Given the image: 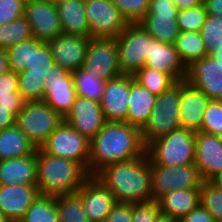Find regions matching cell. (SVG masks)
Returning a JSON list of instances; mask_svg holds the SVG:
<instances>
[{"mask_svg":"<svg viewBox=\"0 0 222 222\" xmlns=\"http://www.w3.org/2000/svg\"><path fill=\"white\" fill-rule=\"evenodd\" d=\"M174 46L186 68L208 55L200 32H180Z\"/></svg>","mask_w":222,"mask_h":222,"instance_id":"obj_29","label":"cell"},{"mask_svg":"<svg viewBox=\"0 0 222 222\" xmlns=\"http://www.w3.org/2000/svg\"><path fill=\"white\" fill-rule=\"evenodd\" d=\"M153 200L180 189L201 188L203 179L194 163L165 167L150 162Z\"/></svg>","mask_w":222,"mask_h":222,"instance_id":"obj_9","label":"cell"},{"mask_svg":"<svg viewBox=\"0 0 222 222\" xmlns=\"http://www.w3.org/2000/svg\"><path fill=\"white\" fill-rule=\"evenodd\" d=\"M11 70L8 54L6 50L0 49V75Z\"/></svg>","mask_w":222,"mask_h":222,"instance_id":"obj_52","label":"cell"},{"mask_svg":"<svg viewBox=\"0 0 222 222\" xmlns=\"http://www.w3.org/2000/svg\"><path fill=\"white\" fill-rule=\"evenodd\" d=\"M156 97L130 75L129 107L125 123L142 129L151 116Z\"/></svg>","mask_w":222,"mask_h":222,"instance_id":"obj_25","label":"cell"},{"mask_svg":"<svg viewBox=\"0 0 222 222\" xmlns=\"http://www.w3.org/2000/svg\"><path fill=\"white\" fill-rule=\"evenodd\" d=\"M210 182L222 191V173L217 175Z\"/></svg>","mask_w":222,"mask_h":222,"instance_id":"obj_54","label":"cell"},{"mask_svg":"<svg viewBox=\"0 0 222 222\" xmlns=\"http://www.w3.org/2000/svg\"><path fill=\"white\" fill-rule=\"evenodd\" d=\"M128 23H139L146 15L150 0H111Z\"/></svg>","mask_w":222,"mask_h":222,"instance_id":"obj_41","label":"cell"},{"mask_svg":"<svg viewBox=\"0 0 222 222\" xmlns=\"http://www.w3.org/2000/svg\"><path fill=\"white\" fill-rule=\"evenodd\" d=\"M49 2H53V3H57L58 1H61V0H48Z\"/></svg>","mask_w":222,"mask_h":222,"instance_id":"obj_58","label":"cell"},{"mask_svg":"<svg viewBox=\"0 0 222 222\" xmlns=\"http://www.w3.org/2000/svg\"><path fill=\"white\" fill-rule=\"evenodd\" d=\"M194 164L204 182H210L222 173V137L197 131L195 132Z\"/></svg>","mask_w":222,"mask_h":222,"instance_id":"obj_18","label":"cell"},{"mask_svg":"<svg viewBox=\"0 0 222 222\" xmlns=\"http://www.w3.org/2000/svg\"><path fill=\"white\" fill-rule=\"evenodd\" d=\"M16 124V117L11 113V107L0 106V131Z\"/></svg>","mask_w":222,"mask_h":222,"instance_id":"obj_48","label":"cell"},{"mask_svg":"<svg viewBox=\"0 0 222 222\" xmlns=\"http://www.w3.org/2000/svg\"><path fill=\"white\" fill-rule=\"evenodd\" d=\"M37 149L28 156L0 160V185H36Z\"/></svg>","mask_w":222,"mask_h":222,"instance_id":"obj_24","label":"cell"},{"mask_svg":"<svg viewBox=\"0 0 222 222\" xmlns=\"http://www.w3.org/2000/svg\"><path fill=\"white\" fill-rule=\"evenodd\" d=\"M18 92L26 101L43 100L44 77L27 76V72L18 73Z\"/></svg>","mask_w":222,"mask_h":222,"instance_id":"obj_39","label":"cell"},{"mask_svg":"<svg viewBox=\"0 0 222 222\" xmlns=\"http://www.w3.org/2000/svg\"><path fill=\"white\" fill-rule=\"evenodd\" d=\"M36 174L39 194L53 197L75 194L90 177L80 163L46 154L40 148Z\"/></svg>","mask_w":222,"mask_h":222,"instance_id":"obj_3","label":"cell"},{"mask_svg":"<svg viewBox=\"0 0 222 222\" xmlns=\"http://www.w3.org/2000/svg\"><path fill=\"white\" fill-rule=\"evenodd\" d=\"M77 96L73 75L58 64L51 66V73L45 79L43 101L64 118Z\"/></svg>","mask_w":222,"mask_h":222,"instance_id":"obj_13","label":"cell"},{"mask_svg":"<svg viewBox=\"0 0 222 222\" xmlns=\"http://www.w3.org/2000/svg\"><path fill=\"white\" fill-rule=\"evenodd\" d=\"M83 68L104 81L122 75L115 38H90Z\"/></svg>","mask_w":222,"mask_h":222,"instance_id":"obj_12","label":"cell"},{"mask_svg":"<svg viewBox=\"0 0 222 222\" xmlns=\"http://www.w3.org/2000/svg\"><path fill=\"white\" fill-rule=\"evenodd\" d=\"M11 71L20 73L26 70L31 57V38L6 49Z\"/></svg>","mask_w":222,"mask_h":222,"instance_id":"obj_42","label":"cell"},{"mask_svg":"<svg viewBox=\"0 0 222 222\" xmlns=\"http://www.w3.org/2000/svg\"><path fill=\"white\" fill-rule=\"evenodd\" d=\"M146 154L154 165L174 167L195 162V132L185 128L171 131L146 146Z\"/></svg>","mask_w":222,"mask_h":222,"instance_id":"obj_4","label":"cell"},{"mask_svg":"<svg viewBox=\"0 0 222 222\" xmlns=\"http://www.w3.org/2000/svg\"><path fill=\"white\" fill-rule=\"evenodd\" d=\"M25 99H5L0 100V106L11 107V113L16 117L24 108Z\"/></svg>","mask_w":222,"mask_h":222,"instance_id":"obj_49","label":"cell"},{"mask_svg":"<svg viewBox=\"0 0 222 222\" xmlns=\"http://www.w3.org/2000/svg\"><path fill=\"white\" fill-rule=\"evenodd\" d=\"M206 17L207 12L203 3L190 9L180 10L177 16L180 32H199Z\"/></svg>","mask_w":222,"mask_h":222,"instance_id":"obj_37","label":"cell"},{"mask_svg":"<svg viewBox=\"0 0 222 222\" xmlns=\"http://www.w3.org/2000/svg\"><path fill=\"white\" fill-rule=\"evenodd\" d=\"M63 121L88 140H91L106 122L100 103L81 96H76Z\"/></svg>","mask_w":222,"mask_h":222,"instance_id":"obj_19","label":"cell"},{"mask_svg":"<svg viewBox=\"0 0 222 222\" xmlns=\"http://www.w3.org/2000/svg\"><path fill=\"white\" fill-rule=\"evenodd\" d=\"M203 4L207 15H214L222 18V0H205Z\"/></svg>","mask_w":222,"mask_h":222,"instance_id":"obj_50","label":"cell"},{"mask_svg":"<svg viewBox=\"0 0 222 222\" xmlns=\"http://www.w3.org/2000/svg\"><path fill=\"white\" fill-rule=\"evenodd\" d=\"M178 222H215V220L207 210L199 205L182 217Z\"/></svg>","mask_w":222,"mask_h":222,"instance_id":"obj_47","label":"cell"},{"mask_svg":"<svg viewBox=\"0 0 222 222\" xmlns=\"http://www.w3.org/2000/svg\"><path fill=\"white\" fill-rule=\"evenodd\" d=\"M133 77L141 86L156 96L164 93L176 83L168 74L146 66L141 68Z\"/></svg>","mask_w":222,"mask_h":222,"instance_id":"obj_35","label":"cell"},{"mask_svg":"<svg viewBox=\"0 0 222 222\" xmlns=\"http://www.w3.org/2000/svg\"><path fill=\"white\" fill-rule=\"evenodd\" d=\"M0 222H10L6 215L0 210Z\"/></svg>","mask_w":222,"mask_h":222,"instance_id":"obj_56","label":"cell"},{"mask_svg":"<svg viewBox=\"0 0 222 222\" xmlns=\"http://www.w3.org/2000/svg\"><path fill=\"white\" fill-rule=\"evenodd\" d=\"M130 96V75H121L105 81L100 99L105 121L126 122Z\"/></svg>","mask_w":222,"mask_h":222,"instance_id":"obj_20","label":"cell"},{"mask_svg":"<svg viewBox=\"0 0 222 222\" xmlns=\"http://www.w3.org/2000/svg\"><path fill=\"white\" fill-rule=\"evenodd\" d=\"M175 7L180 10L190 9L199 6L203 2L201 0H172Z\"/></svg>","mask_w":222,"mask_h":222,"instance_id":"obj_51","label":"cell"},{"mask_svg":"<svg viewBox=\"0 0 222 222\" xmlns=\"http://www.w3.org/2000/svg\"><path fill=\"white\" fill-rule=\"evenodd\" d=\"M24 17L31 26L33 37L44 42L62 34L56 3L32 0L24 7Z\"/></svg>","mask_w":222,"mask_h":222,"instance_id":"obj_14","label":"cell"},{"mask_svg":"<svg viewBox=\"0 0 222 222\" xmlns=\"http://www.w3.org/2000/svg\"><path fill=\"white\" fill-rule=\"evenodd\" d=\"M24 99L18 92V73L9 71L0 75V100Z\"/></svg>","mask_w":222,"mask_h":222,"instance_id":"obj_44","label":"cell"},{"mask_svg":"<svg viewBox=\"0 0 222 222\" xmlns=\"http://www.w3.org/2000/svg\"><path fill=\"white\" fill-rule=\"evenodd\" d=\"M90 38H117L129 24L111 0H85Z\"/></svg>","mask_w":222,"mask_h":222,"instance_id":"obj_11","label":"cell"},{"mask_svg":"<svg viewBox=\"0 0 222 222\" xmlns=\"http://www.w3.org/2000/svg\"><path fill=\"white\" fill-rule=\"evenodd\" d=\"M155 222H178V221L176 219L160 214L158 218L155 220Z\"/></svg>","mask_w":222,"mask_h":222,"instance_id":"obj_55","label":"cell"},{"mask_svg":"<svg viewBox=\"0 0 222 222\" xmlns=\"http://www.w3.org/2000/svg\"><path fill=\"white\" fill-rule=\"evenodd\" d=\"M157 201L162 215L179 221L200 205V188L168 192Z\"/></svg>","mask_w":222,"mask_h":222,"instance_id":"obj_26","label":"cell"},{"mask_svg":"<svg viewBox=\"0 0 222 222\" xmlns=\"http://www.w3.org/2000/svg\"><path fill=\"white\" fill-rule=\"evenodd\" d=\"M19 222H59L56 197L40 194Z\"/></svg>","mask_w":222,"mask_h":222,"instance_id":"obj_31","label":"cell"},{"mask_svg":"<svg viewBox=\"0 0 222 222\" xmlns=\"http://www.w3.org/2000/svg\"><path fill=\"white\" fill-rule=\"evenodd\" d=\"M201 132L222 137V100H210L204 111Z\"/></svg>","mask_w":222,"mask_h":222,"instance_id":"obj_40","label":"cell"},{"mask_svg":"<svg viewBox=\"0 0 222 222\" xmlns=\"http://www.w3.org/2000/svg\"><path fill=\"white\" fill-rule=\"evenodd\" d=\"M21 2H23L24 4H28L29 2H31L32 0H20Z\"/></svg>","mask_w":222,"mask_h":222,"instance_id":"obj_57","label":"cell"},{"mask_svg":"<svg viewBox=\"0 0 222 222\" xmlns=\"http://www.w3.org/2000/svg\"><path fill=\"white\" fill-rule=\"evenodd\" d=\"M185 80L201 90L210 100H222V64L210 55L187 67Z\"/></svg>","mask_w":222,"mask_h":222,"instance_id":"obj_17","label":"cell"},{"mask_svg":"<svg viewBox=\"0 0 222 222\" xmlns=\"http://www.w3.org/2000/svg\"><path fill=\"white\" fill-rule=\"evenodd\" d=\"M39 195L37 185H0V210L10 222H19Z\"/></svg>","mask_w":222,"mask_h":222,"instance_id":"obj_22","label":"cell"},{"mask_svg":"<svg viewBox=\"0 0 222 222\" xmlns=\"http://www.w3.org/2000/svg\"><path fill=\"white\" fill-rule=\"evenodd\" d=\"M54 59L47 42L31 37V57L26 70L27 76L48 78Z\"/></svg>","mask_w":222,"mask_h":222,"instance_id":"obj_30","label":"cell"},{"mask_svg":"<svg viewBox=\"0 0 222 222\" xmlns=\"http://www.w3.org/2000/svg\"><path fill=\"white\" fill-rule=\"evenodd\" d=\"M90 140L62 121L40 149L56 157L71 159L88 171Z\"/></svg>","mask_w":222,"mask_h":222,"instance_id":"obj_8","label":"cell"},{"mask_svg":"<svg viewBox=\"0 0 222 222\" xmlns=\"http://www.w3.org/2000/svg\"><path fill=\"white\" fill-rule=\"evenodd\" d=\"M25 4L20 0H0V25L24 16Z\"/></svg>","mask_w":222,"mask_h":222,"instance_id":"obj_45","label":"cell"},{"mask_svg":"<svg viewBox=\"0 0 222 222\" xmlns=\"http://www.w3.org/2000/svg\"><path fill=\"white\" fill-rule=\"evenodd\" d=\"M180 82L158 95L146 125L141 129L145 146L171 131L181 128Z\"/></svg>","mask_w":222,"mask_h":222,"instance_id":"obj_5","label":"cell"},{"mask_svg":"<svg viewBox=\"0 0 222 222\" xmlns=\"http://www.w3.org/2000/svg\"><path fill=\"white\" fill-rule=\"evenodd\" d=\"M200 34L209 55L214 48H222V18L214 15H207Z\"/></svg>","mask_w":222,"mask_h":222,"instance_id":"obj_38","label":"cell"},{"mask_svg":"<svg viewBox=\"0 0 222 222\" xmlns=\"http://www.w3.org/2000/svg\"><path fill=\"white\" fill-rule=\"evenodd\" d=\"M81 198L84 213L91 222H104L117 201L96 177L90 176L76 192Z\"/></svg>","mask_w":222,"mask_h":222,"instance_id":"obj_15","label":"cell"},{"mask_svg":"<svg viewBox=\"0 0 222 222\" xmlns=\"http://www.w3.org/2000/svg\"><path fill=\"white\" fill-rule=\"evenodd\" d=\"M88 173L95 176L105 166L146 154L142 132L125 122L106 121L90 140Z\"/></svg>","mask_w":222,"mask_h":222,"instance_id":"obj_1","label":"cell"},{"mask_svg":"<svg viewBox=\"0 0 222 222\" xmlns=\"http://www.w3.org/2000/svg\"><path fill=\"white\" fill-rule=\"evenodd\" d=\"M59 222H91L84 213L81 198L75 193L56 196Z\"/></svg>","mask_w":222,"mask_h":222,"instance_id":"obj_34","label":"cell"},{"mask_svg":"<svg viewBox=\"0 0 222 222\" xmlns=\"http://www.w3.org/2000/svg\"><path fill=\"white\" fill-rule=\"evenodd\" d=\"M209 55L218 63L222 64V48H214Z\"/></svg>","mask_w":222,"mask_h":222,"instance_id":"obj_53","label":"cell"},{"mask_svg":"<svg viewBox=\"0 0 222 222\" xmlns=\"http://www.w3.org/2000/svg\"><path fill=\"white\" fill-rule=\"evenodd\" d=\"M168 74L175 82L186 79L187 68L179 58L174 44L158 41L150 36V50L145 65Z\"/></svg>","mask_w":222,"mask_h":222,"instance_id":"obj_21","label":"cell"},{"mask_svg":"<svg viewBox=\"0 0 222 222\" xmlns=\"http://www.w3.org/2000/svg\"><path fill=\"white\" fill-rule=\"evenodd\" d=\"M104 222H132V204L116 203Z\"/></svg>","mask_w":222,"mask_h":222,"instance_id":"obj_46","label":"cell"},{"mask_svg":"<svg viewBox=\"0 0 222 222\" xmlns=\"http://www.w3.org/2000/svg\"><path fill=\"white\" fill-rule=\"evenodd\" d=\"M95 176L112 193L117 203L138 204L153 200L147 154L107 165Z\"/></svg>","mask_w":222,"mask_h":222,"instance_id":"obj_2","label":"cell"},{"mask_svg":"<svg viewBox=\"0 0 222 222\" xmlns=\"http://www.w3.org/2000/svg\"><path fill=\"white\" fill-rule=\"evenodd\" d=\"M200 205L215 222H222V191L211 182H203L200 188Z\"/></svg>","mask_w":222,"mask_h":222,"instance_id":"obj_36","label":"cell"},{"mask_svg":"<svg viewBox=\"0 0 222 222\" xmlns=\"http://www.w3.org/2000/svg\"><path fill=\"white\" fill-rule=\"evenodd\" d=\"M36 149L16 124L0 131V160L28 156Z\"/></svg>","mask_w":222,"mask_h":222,"instance_id":"obj_28","label":"cell"},{"mask_svg":"<svg viewBox=\"0 0 222 222\" xmlns=\"http://www.w3.org/2000/svg\"><path fill=\"white\" fill-rule=\"evenodd\" d=\"M62 121L63 118L43 100L26 101L16 116L17 127L36 148H40Z\"/></svg>","mask_w":222,"mask_h":222,"instance_id":"obj_6","label":"cell"},{"mask_svg":"<svg viewBox=\"0 0 222 222\" xmlns=\"http://www.w3.org/2000/svg\"><path fill=\"white\" fill-rule=\"evenodd\" d=\"M31 37H33L31 26L24 16L0 25V49L6 50Z\"/></svg>","mask_w":222,"mask_h":222,"instance_id":"obj_33","label":"cell"},{"mask_svg":"<svg viewBox=\"0 0 222 222\" xmlns=\"http://www.w3.org/2000/svg\"><path fill=\"white\" fill-rule=\"evenodd\" d=\"M77 96L100 102L105 81L97 75L89 74L84 68L72 73Z\"/></svg>","mask_w":222,"mask_h":222,"instance_id":"obj_32","label":"cell"},{"mask_svg":"<svg viewBox=\"0 0 222 222\" xmlns=\"http://www.w3.org/2000/svg\"><path fill=\"white\" fill-rule=\"evenodd\" d=\"M56 7L63 34L90 37L85 0H61Z\"/></svg>","mask_w":222,"mask_h":222,"instance_id":"obj_27","label":"cell"},{"mask_svg":"<svg viewBox=\"0 0 222 222\" xmlns=\"http://www.w3.org/2000/svg\"><path fill=\"white\" fill-rule=\"evenodd\" d=\"M115 39L122 75L134 76L144 67L149 55L150 35L139 23H129Z\"/></svg>","mask_w":222,"mask_h":222,"instance_id":"obj_7","label":"cell"},{"mask_svg":"<svg viewBox=\"0 0 222 222\" xmlns=\"http://www.w3.org/2000/svg\"><path fill=\"white\" fill-rule=\"evenodd\" d=\"M90 37L59 34L47 43L51 48L54 63L67 72L83 68Z\"/></svg>","mask_w":222,"mask_h":222,"instance_id":"obj_16","label":"cell"},{"mask_svg":"<svg viewBox=\"0 0 222 222\" xmlns=\"http://www.w3.org/2000/svg\"><path fill=\"white\" fill-rule=\"evenodd\" d=\"M178 12L172 0H150L148 11L139 24L152 38L174 44L180 33Z\"/></svg>","mask_w":222,"mask_h":222,"instance_id":"obj_10","label":"cell"},{"mask_svg":"<svg viewBox=\"0 0 222 222\" xmlns=\"http://www.w3.org/2000/svg\"><path fill=\"white\" fill-rule=\"evenodd\" d=\"M210 99L186 80L180 81L181 128L201 131L204 111Z\"/></svg>","mask_w":222,"mask_h":222,"instance_id":"obj_23","label":"cell"},{"mask_svg":"<svg viewBox=\"0 0 222 222\" xmlns=\"http://www.w3.org/2000/svg\"><path fill=\"white\" fill-rule=\"evenodd\" d=\"M160 214L158 201L132 204V222H155Z\"/></svg>","mask_w":222,"mask_h":222,"instance_id":"obj_43","label":"cell"}]
</instances>
